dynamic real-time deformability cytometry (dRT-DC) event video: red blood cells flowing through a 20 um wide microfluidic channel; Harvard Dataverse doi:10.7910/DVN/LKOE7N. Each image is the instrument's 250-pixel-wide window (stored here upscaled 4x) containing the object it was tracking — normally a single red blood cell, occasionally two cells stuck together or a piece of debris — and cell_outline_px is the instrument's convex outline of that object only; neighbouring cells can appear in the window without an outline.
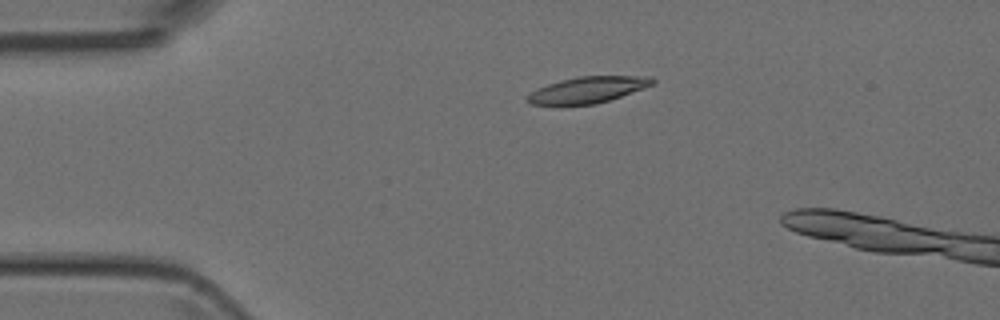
{"species": "Egyptian fruit bat (a non-hibernating species)", "species_latin": "Rousettus aegyptiacus", "temperature_condition": "room temperature", "stored_images_in_passage": 5, "camera_frame_rate_fps": 3000, "um_per_image_px": 0.085, "animal": {"sex": "female"}, "frame": {"image": 1, "passage_image": 4, "time_ms": 3.333, "image_size_px": [1000, 320], "cell_outline_px": [[656, 84], [596, 104], [532, 104], [524, 100], [536, 88], [560, 80], [580, 76], [652, 76], [656, 80]], "centroid_in_image_um": [50.0, 7.61], "position_along_channel_um": 35.0, "area_um2": 18.96}}